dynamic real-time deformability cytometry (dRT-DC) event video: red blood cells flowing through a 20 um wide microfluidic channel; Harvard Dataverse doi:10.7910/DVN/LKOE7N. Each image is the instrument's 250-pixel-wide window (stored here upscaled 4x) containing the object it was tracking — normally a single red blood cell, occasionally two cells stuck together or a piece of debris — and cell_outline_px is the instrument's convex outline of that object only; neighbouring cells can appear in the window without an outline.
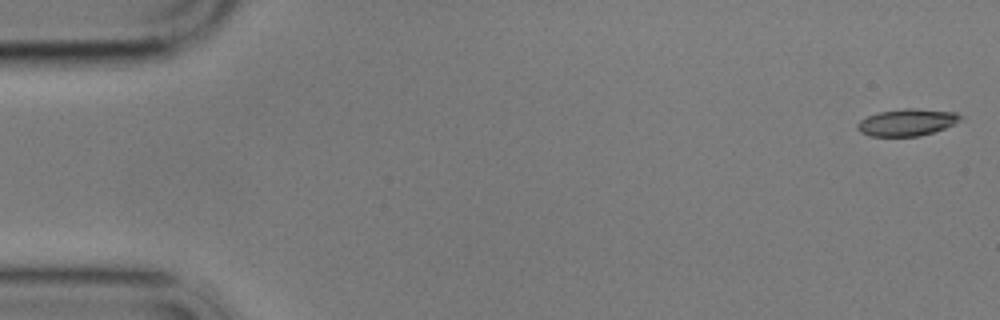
{"species": "common noctule bat (a hibernating species)", "species_latin": "Nyctalus noctula", "temperature_condition": "cold", "stored_images_in_passage": 6, "camera_frame_rate_fps": 3000, "um_per_image_px": 0.085, "animal": {"sex": "male", "body_mass_g": 17.9}, "frame": {"image": 1, "passage_image": 1, "time_ms": 0.0, "image_size_px": [1000, 320], "cell_outline_px": [[960, 116], [952, 124], [944, 128], [920, 136], [872, 136], [860, 132], [856, 128], [856, 124], [860, 120], [868, 116], [880, 112], [904, 108], [916, 108], [956, 112]], "centroid_in_image_um": [77.03, 10.4], "position_along_channel_um": 8.0, "area_um2": 15.9}}
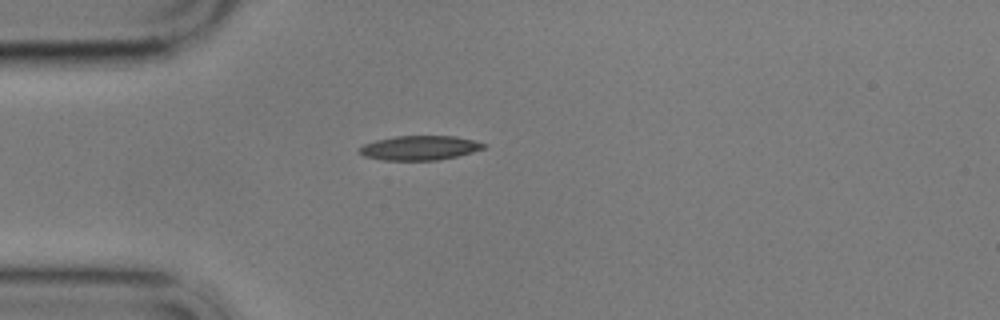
{"frame": {"image": 2, "passage_image": 5, "time_ms": 4.667, "image_size_px": [1000, 320], "cell_outline_px": [[488, 144], [484, 148], [472, 152], [456, 156], [436, 160], [380, 160], [364, 156], [356, 152], [364, 144], [376, 140], [396, 136], [456, 136]], "centroid_in_image_um": [35.64, 12.57], "position_along_channel_um": 49.4, "area_um2": 17.63}}